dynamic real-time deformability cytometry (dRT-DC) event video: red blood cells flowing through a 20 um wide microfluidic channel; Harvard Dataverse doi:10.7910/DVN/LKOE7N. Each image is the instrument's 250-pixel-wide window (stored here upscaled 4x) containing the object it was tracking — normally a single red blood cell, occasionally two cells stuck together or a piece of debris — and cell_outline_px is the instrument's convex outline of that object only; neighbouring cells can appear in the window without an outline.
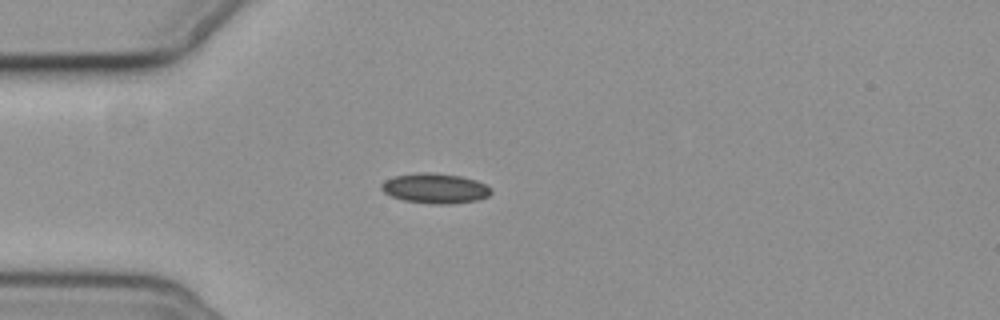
{"species": "common noctule bat (a hibernating species)", "species_latin": "Nyctalus noctula", "temperature_condition": "cold", "stored_images_in_passage": 52, "camera_frame_rate_fps": 3000, "um_per_image_px": 0.085, "animal": {"sex": "female", "body_mass_g": 19.3, "forearm_length_mm": 54.1}, "frame": {"image": 1, "passage_image": 11, "time_ms": 3.333, "image_size_px": [1000, 320], "cell_outline_px": [[492, 192], [488, 196], [480, 200], [452, 204], [432, 204], [404, 200], [392, 196], [384, 192], [380, 188], [380, 184], [384, 180], [396, 176], [420, 172], [428, 172], [460, 176], [476, 180], [492, 188]], "centroid_in_image_um": [37.0, 16.02], "position_along_channel_um": 48.0, "area_um2": 19.25}}
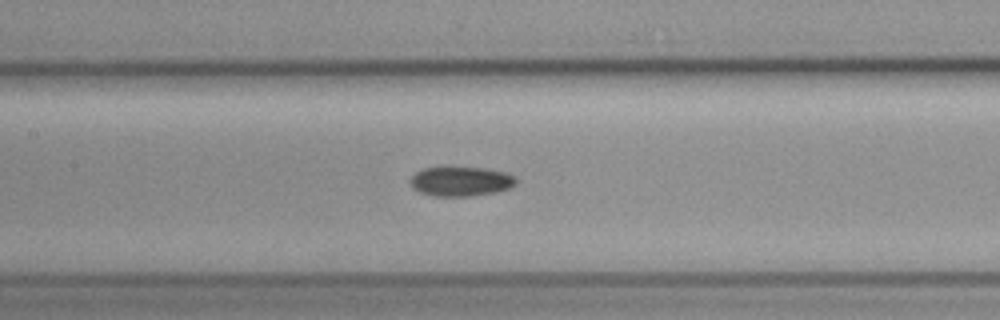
{"frame": {"image": 2, "passage_image": 22, "time_ms": 7.0, "image_size_px": [1000, 320], "cell_outline_px": [[516, 184], [508, 188], [496, 192], [472, 196], [432, 196], [420, 192], [412, 188], [412, 176], [416, 172], [424, 168], [444, 164], [488, 168], [504, 172], [516, 176]], "centroid_in_image_um": [39.16, 15.36], "position_along_channel_um": 168.2, "area_um2": 18.96}}
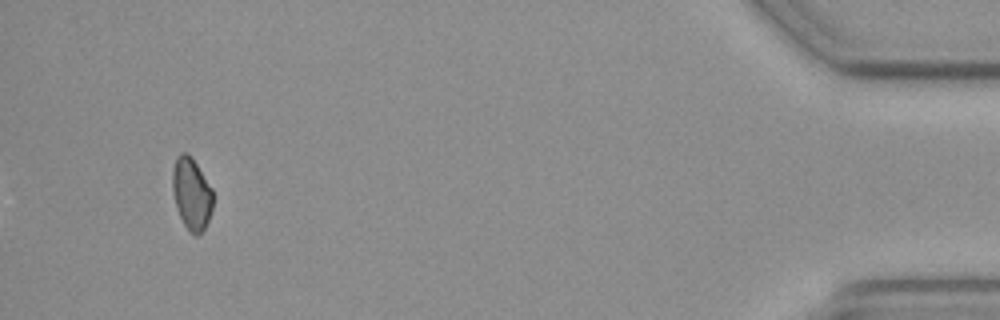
{"frame": {"image": 3, "passage_image": 49, "time_ms": 16.0, "image_size_px": [1000, 320], "cell_outline_px": [[212, 212], [204, 228], [196, 236], [188, 232], [176, 208], [172, 188], [172, 168], [176, 156], [180, 152], [188, 152], [192, 156], [212, 188]], "centroid_in_image_um": [16.26, 16.43], "position_along_channel_um": 418.9, "area_um2": 17.22}}